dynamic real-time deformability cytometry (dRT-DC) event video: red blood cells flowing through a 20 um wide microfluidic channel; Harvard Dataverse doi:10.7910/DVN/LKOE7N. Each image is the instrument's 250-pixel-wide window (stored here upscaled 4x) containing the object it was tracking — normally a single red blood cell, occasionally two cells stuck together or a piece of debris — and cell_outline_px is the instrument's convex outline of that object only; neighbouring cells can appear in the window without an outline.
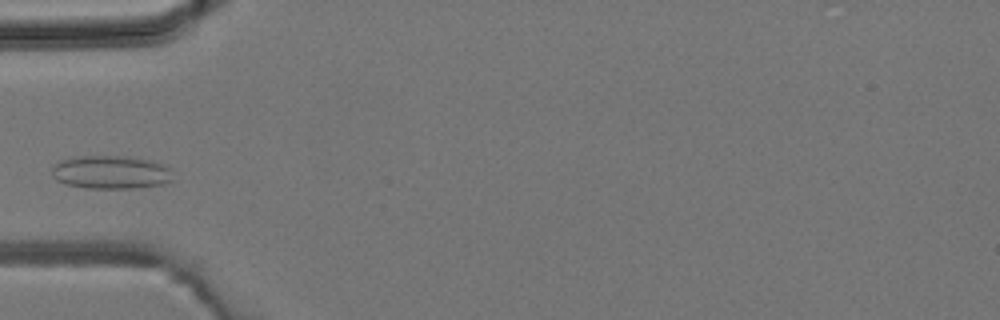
{"species": "common noctule bat (a hibernating species)", "species_latin": "Nyctalus noctula", "temperature_condition": "room temperature", "stored_images_in_passage": 2, "camera_frame_rate_fps": 3000, "um_per_image_px": 0.085, "animal": {"sex": "male", "body_mass_g": 19.2, "forearm_length_mm": 51.8}, "frame": {"image": 1, "passage_image": 2, "time_ms": 1.333, "image_size_px": [1000, 320], "cell_outline_px": [[172, 180], [164, 184], [136, 188], [84, 188], [64, 184], [56, 180], [52, 176], [52, 168], [60, 160], [76, 156], [124, 156], [148, 160], [160, 164], [168, 168]], "centroid_in_image_um": [9.36, 14.65], "position_along_channel_um": 75.6, "area_um2": 23.41}}